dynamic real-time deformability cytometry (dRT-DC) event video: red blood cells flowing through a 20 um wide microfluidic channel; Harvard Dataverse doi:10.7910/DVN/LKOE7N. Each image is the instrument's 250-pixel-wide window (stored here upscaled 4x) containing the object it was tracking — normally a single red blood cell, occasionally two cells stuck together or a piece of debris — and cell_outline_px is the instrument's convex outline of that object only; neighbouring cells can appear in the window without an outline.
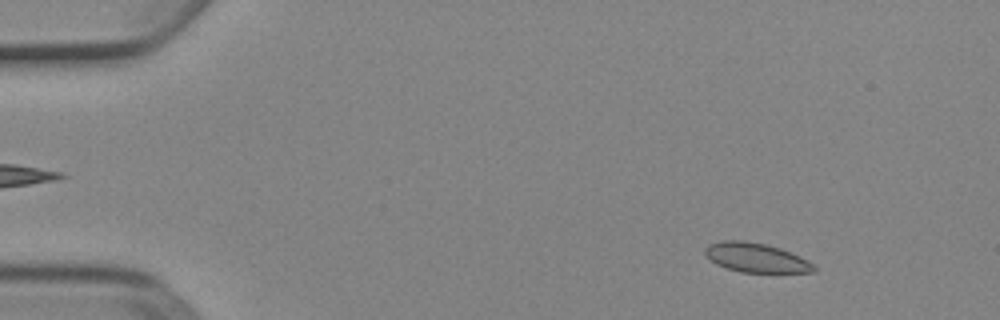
{"species": "Egyptian fruit bat (a non-hibernating species)", "species_latin": "Rousettus aegyptiacus", "temperature_condition": "cold", "stored_images_in_passage": 53, "camera_frame_rate_fps": 3000, "um_per_image_px": 0.085, "animal": {"sex": "female"}, "frame": {"image": 1, "passage_image": 6, "time_ms": 1.667, "image_size_px": [1000, 320], "cell_outline_px": [[816, 272], [740, 272], [716, 264], [704, 256], [704, 248], [708, 244], [720, 240], [744, 240], [764, 244], [780, 248], [800, 256], [816, 264]], "centroid_in_image_um": [64.24, 21.89], "position_along_channel_um": 20.8, "area_um2": 18.79}}
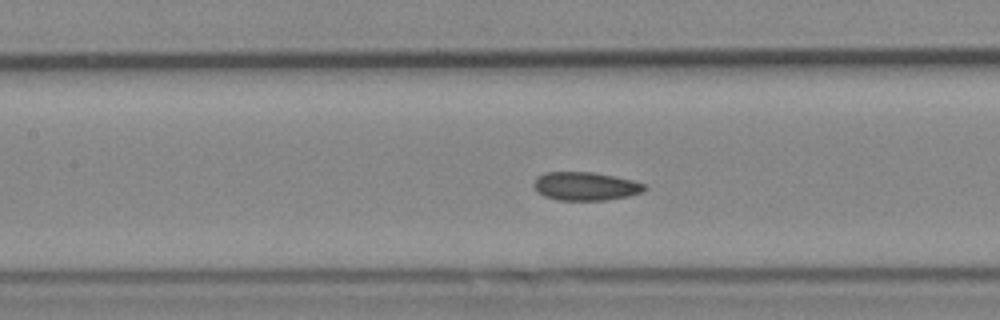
{"frame": {"image": 2, "passage_image": 24, "time_ms": 7.667, "image_size_px": [1000, 320], "cell_outline_px": [[648, 188], [644, 192], [628, 196], [608, 200], [556, 200], [544, 196], [536, 192], [532, 184], [536, 176], [544, 172], [592, 172], [616, 176], [632, 180], [644, 184]], "centroid_in_image_um": [49.74, 15.83], "position_along_channel_um": 157.7, "area_um2": 18.67}}
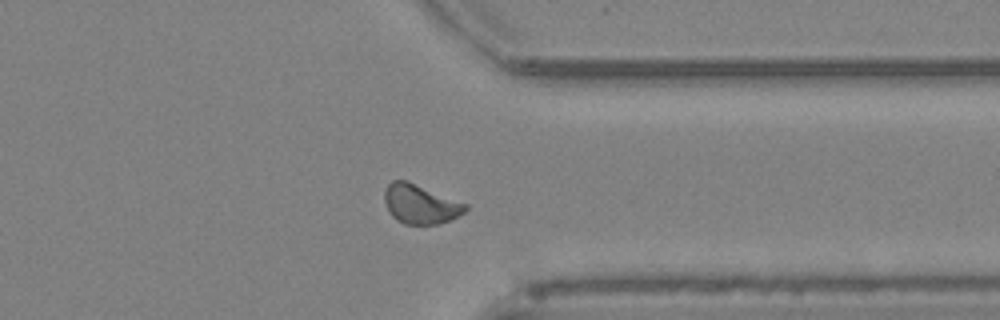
{"frame": {"image": 3, "passage_image": 41, "time_ms": 13.333, "image_size_px": [1000, 320], "cell_outline_px": [[468, 208], [464, 212], [440, 224], [404, 224], [396, 220], [388, 212], [384, 200], [384, 188], [392, 180], [408, 180], [468, 204]], "centroid_in_image_um": [35.7, 17.33], "position_along_channel_um": 375.7, "area_um2": 18.73}, "authors_computed_cell_mechanics": {"area_um2": 18.6116, "velocity_mm_per_s": 3.8927, "shape_relaxation_time_tau1_ms": null, "shape_relaxation_time_tau2_ms": 4.0995, "deformation_change_tau1": null, "deformation_change_tau2": 0.0497}}